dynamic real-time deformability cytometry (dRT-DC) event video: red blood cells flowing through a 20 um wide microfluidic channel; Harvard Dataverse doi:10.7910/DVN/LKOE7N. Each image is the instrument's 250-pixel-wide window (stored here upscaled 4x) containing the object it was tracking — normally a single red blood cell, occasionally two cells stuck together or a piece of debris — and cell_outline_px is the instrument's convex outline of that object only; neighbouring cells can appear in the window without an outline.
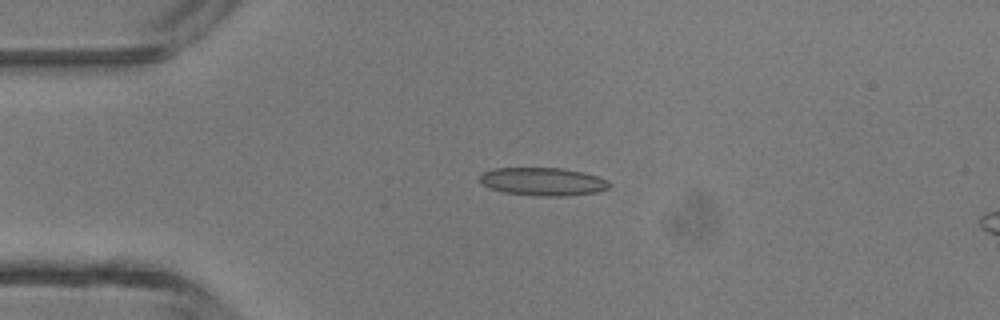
{"species": "common noctule bat (a hibernating species)", "species_latin": "Nyctalus noctula", "temperature_condition": "room temperature", "stored_images_in_passage": 5, "camera_frame_rate_fps": 3000, "um_per_image_px": 0.085, "animal": {"sex": "male", "body_mass_g": 13.3}, "frame": {"image": 1, "passage_image": 3, "time_ms": 0.667, "image_size_px": [1000, 320], "cell_outline_px": [[612, 184], [608, 188], [596, 192], [564, 196], [540, 196], [504, 192], [492, 188], [484, 184], [480, 180], [480, 176], [484, 172], [496, 168], [560, 168], [584, 172], [596, 176]], "centroid_in_image_um": [46.17, 15.43], "position_along_channel_um": 38.8, "area_um2": 20.81}}
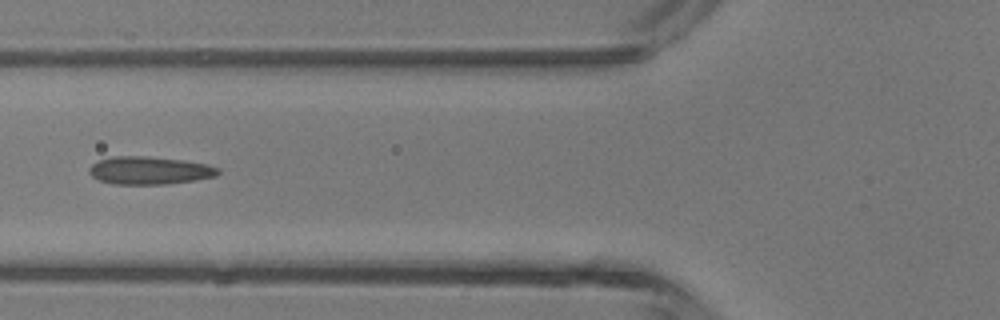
{"frame": {"image": 2, "passage_image": 5, "time_ms": 1.333, "image_size_px": [1000, 320], "cell_outline_px": [[220, 172], [216, 176], [192, 180], [164, 184], [112, 184], [100, 180], [92, 176], [88, 172], [88, 168], [96, 160], [112, 156], [148, 156], [184, 160], [208, 164], [220, 168]], "centroid_in_image_um": [12.68, 14.47], "position_along_channel_um": 113.1, "area_um2": 21.04}}